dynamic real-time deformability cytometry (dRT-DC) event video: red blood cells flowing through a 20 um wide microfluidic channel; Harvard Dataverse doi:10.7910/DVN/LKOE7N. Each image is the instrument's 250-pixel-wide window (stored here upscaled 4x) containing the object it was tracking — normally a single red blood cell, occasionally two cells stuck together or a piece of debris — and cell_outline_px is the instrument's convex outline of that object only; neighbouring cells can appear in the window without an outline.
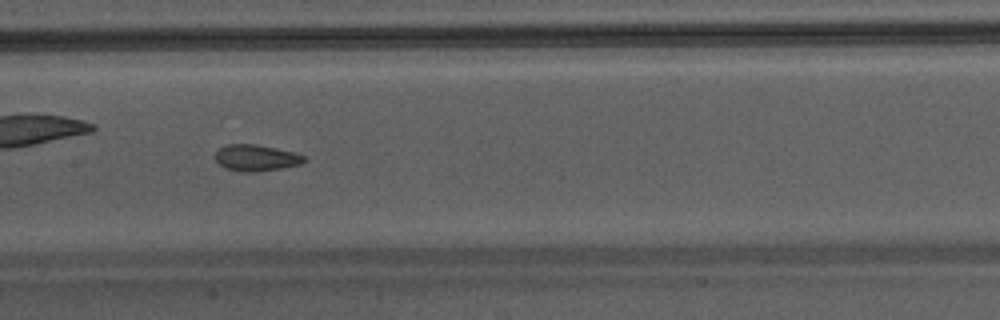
{"species": "Egyptian fruit bat (a non-hibernating species)", "species_latin": "Rousettus aegyptiacus", "temperature_condition": "warm", "stored_images_in_passage": 40, "camera_frame_rate_fps": 3000, "um_per_image_px": 0.085, "animal": {"sex": "male"}, "frame": {"image": 1, "passage_image": 18, "time_ms": 5.667, "image_size_px": [1000, 320], "cell_outline_px": [[304, 160], [300, 164], [280, 168], [256, 172], [240, 172], [224, 168], [216, 160], [216, 152], [220, 148], [228, 144], [256, 144], [296, 152], [304, 156]], "centroid_in_image_um": [21.75, 13.42], "position_along_channel_um": 185.6, "area_um2": 13.58}}
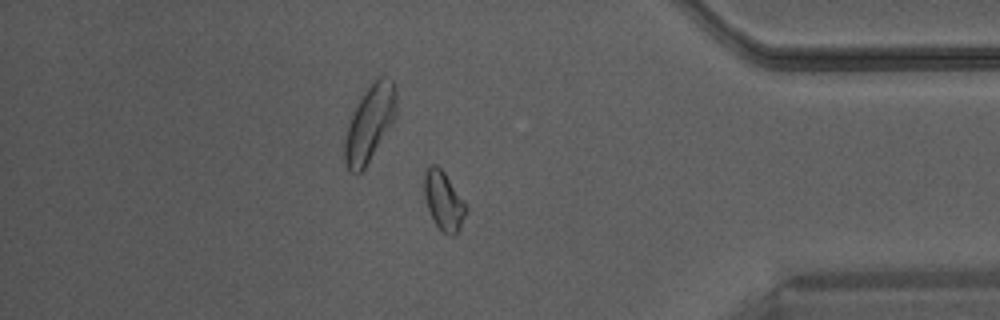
{"frame": {"image": 2, "passage_image": 34, "time_ms": 11.0, "image_size_px": [1000, 320], "cell_outline_px": [[468, 208], [460, 228], [456, 236], [452, 236], [444, 232], [436, 224], [428, 208], [424, 196], [424, 172], [432, 164], [436, 164], [444, 172], [464, 200]], "centroid_in_image_um": [37.72, 17.07], "position_along_channel_um": 397.5, "area_um2": 14.22}}